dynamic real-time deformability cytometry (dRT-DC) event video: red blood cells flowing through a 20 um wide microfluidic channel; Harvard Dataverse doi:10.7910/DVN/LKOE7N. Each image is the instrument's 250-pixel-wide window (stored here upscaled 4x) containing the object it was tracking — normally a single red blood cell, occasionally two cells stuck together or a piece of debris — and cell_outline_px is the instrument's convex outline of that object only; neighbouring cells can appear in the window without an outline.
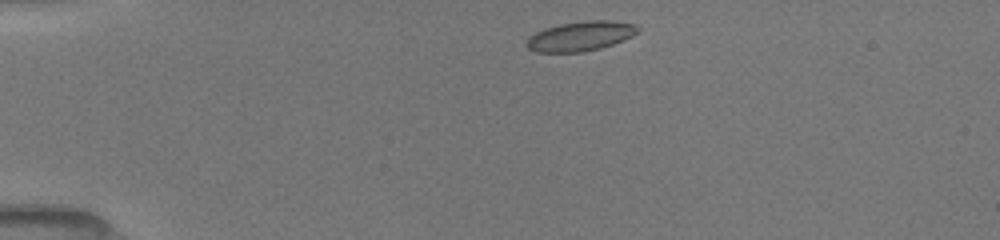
{"species": "common noctule bat (a hibernating species)", "species_latin": "Nyctalus noctula", "temperature_condition": "room temperature", "stored_images_in_passage": 12, "camera_frame_rate_fps": 3000, "um_per_image_px": 0.085, "animal": {"sex": "female", "body_mass_g": 19.5, "forearm_length_mm": 54.1}, "frame": {"image": 1, "passage_image": 1, "time_ms": 0.0, "image_size_px": [1000, 240], "cell_outline_px": [[640, 32], [624, 40], [600, 48], [580, 52], [536, 52], [528, 48], [524, 44], [524, 40], [528, 36], [544, 28], [560, 24], [584, 20], [612, 20], [636, 24], [640, 28]], "centroid_in_image_um": [49.34, 3.06], "position_along_channel_um": 35.7, "area_um2": 19.54}}
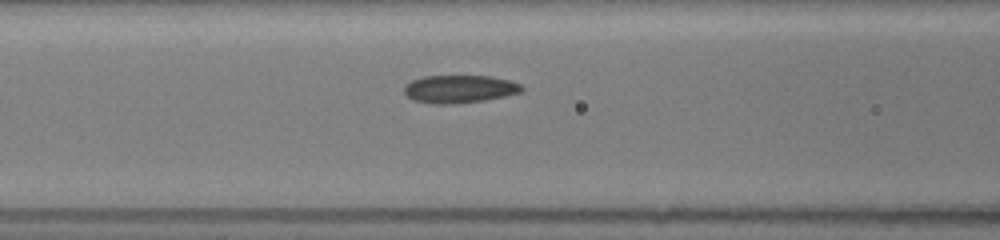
{"frame": {"image": 2, "passage_image": 7, "time_ms": 3.667, "image_size_px": [1000, 240], "cell_outline_px": [[524, 88], [520, 92], [504, 96], [484, 100], [452, 104], [432, 104], [412, 100], [404, 92], [404, 84], [412, 80], [424, 76], [492, 76], [508, 80], [520, 84]], "centroid_in_image_um": [39.01, 7.56], "position_along_channel_um": 127.6, "area_um2": 19.07}}
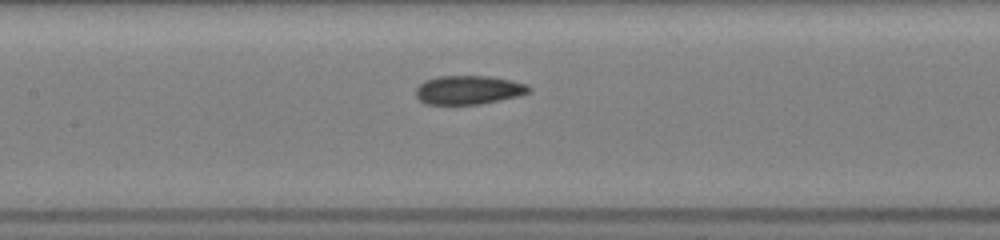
{"frame": {"image": 3, "passage_image": 10, "time_ms": 4.667, "image_size_px": [1000, 240], "cell_outline_px": [[532, 92], [500, 100], [480, 104], [424, 104], [416, 96], [416, 88], [424, 80], [436, 76], [492, 76], [512, 80], [528, 84], [532, 88]], "centroid_in_image_um": [39.85, 7.63], "position_along_channel_um": 167.6, "area_um2": 19.19}}